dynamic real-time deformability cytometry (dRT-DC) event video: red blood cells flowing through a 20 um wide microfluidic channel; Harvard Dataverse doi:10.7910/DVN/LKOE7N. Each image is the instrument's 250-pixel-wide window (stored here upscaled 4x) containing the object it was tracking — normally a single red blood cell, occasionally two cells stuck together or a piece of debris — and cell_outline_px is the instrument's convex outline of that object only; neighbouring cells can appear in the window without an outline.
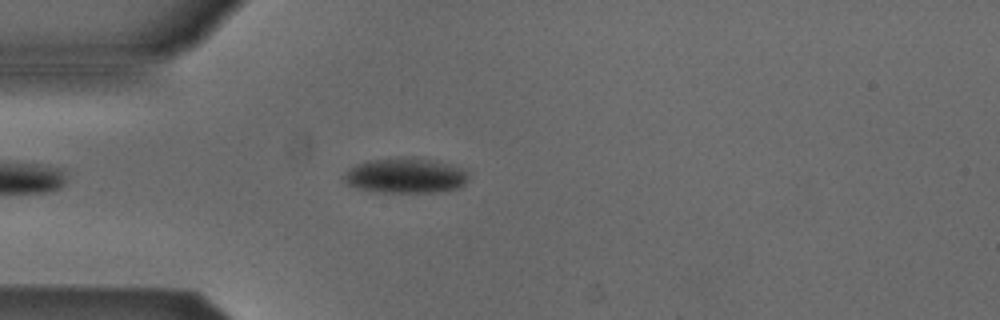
{"species": "Egyptian fruit bat (a non-hibernating species)", "species_latin": "Rousettus aegyptiacus", "temperature_condition": "cold", "stored_images_in_passage": 44, "camera_frame_rate_fps": 3000, "um_per_image_px": 0.085, "animal": {"sex": "male"}, "frame": {"image": 1, "passage_image": 6, "time_ms": 1.667, "image_size_px": [1000, 320], "cell_outline_px": [[468, 180], [460, 188], [436, 192], [372, 192], [356, 188], [348, 184], [344, 180], [344, 176], [356, 164], [368, 160], [400, 156], [412, 156], [452, 164], [464, 168], [468, 172]], "centroid_in_image_um": [34.51, 14.91], "position_along_channel_um": 50.5, "area_um2": 25.95}}
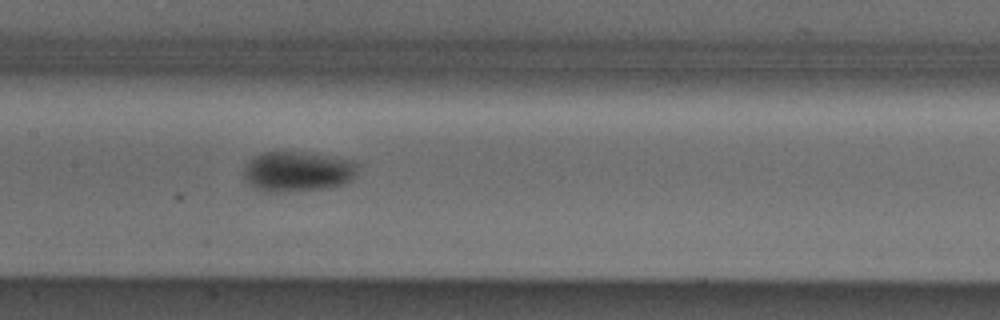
{"frame": {"image": 2, "passage_image": 17, "time_ms": 5.333, "image_size_px": [1000, 320], "cell_outline_px": [[360, 164], [356, 176], [352, 180], [344, 184], [324, 188], [280, 192], [268, 192], [256, 188], [248, 184], [244, 180], [244, 168], [256, 156], [264, 152], [304, 152], [352, 160]], "centroid_in_image_um": [25.34, 14.58], "position_along_channel_um": 182.1, "area_um2": 26.65}}
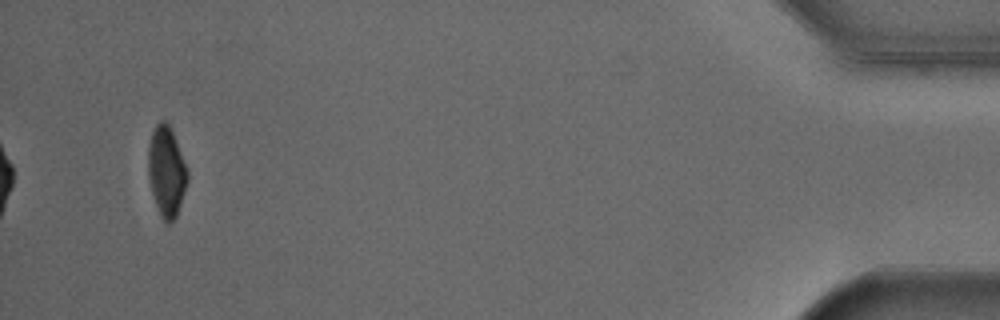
{"frame": {"image": 3, "passage_image": 42, "time_ms": 13.667, "image_size_px": [1000, 320], "cell_outline_px": [[188, 180], [176, 216], [168, 224], [160, 216], [152, 192], [148, 176], [148, 144], [152, 132], [156, 124], [160, 120], [168, 120], [188, 172]], "centroid_in_image_um": [14.13, 14.52], "position_along_channel_um": 421.1, "area_um2": 20.46}}